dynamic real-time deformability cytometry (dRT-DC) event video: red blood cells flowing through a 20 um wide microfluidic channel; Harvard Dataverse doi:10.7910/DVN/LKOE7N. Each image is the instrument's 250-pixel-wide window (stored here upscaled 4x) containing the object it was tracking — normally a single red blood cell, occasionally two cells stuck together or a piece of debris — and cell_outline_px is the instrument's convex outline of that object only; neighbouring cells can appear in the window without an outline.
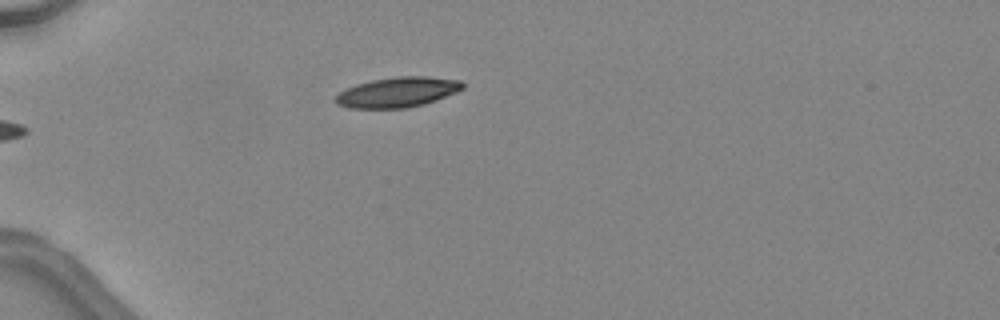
{"species": "common noctule bat (a hibernating species)", "species_latin": "Nyctalus noctula", "temperature_condition": "warm", "stored_images_in_passage": 14, "camera_frame_rate_fps": 3000, "um_per_image_px": 0.085, "animal": {"sex": "female", "body_mass_g": 24.6, "forearm_length_mm": 56.2}, "frame": {"image": 1, "passage_image": 1, "time_ms": 0.0, "image_size_px": [1000, 320], "cell_outline_px": [[464, 88], [456, 92], [436, 100], [424, 104], [408, 108], [348, 108], [336, 104], [332, 100], [340, 92], [356, 84], [372, 80], [396, 76], [428, 76], [460, 80], [464, 84]], "centroid_in_image_um": [33.78, 7.84], "position_along_channel_um": 51.2, "area_um2": 22.43}}
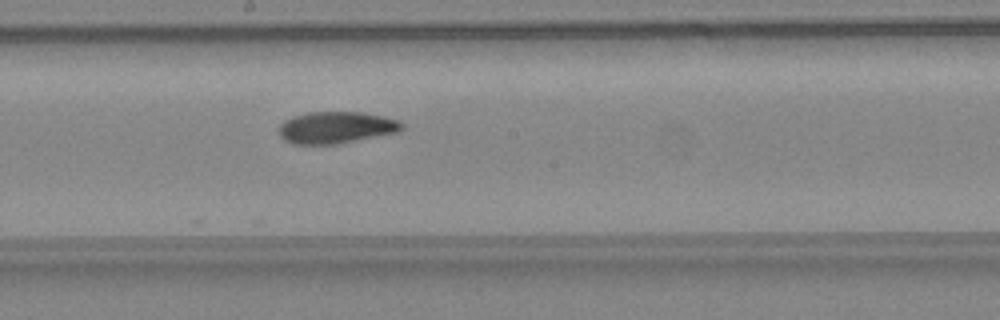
{"frame": {"image": 2, "passage_image": 14, "time_ms": 4.333, "image_size_px": [1000, 320], "cell_outline_px": [[404, 128], [400, 132], [336, 144], [292, 144], [284, 140], [280, 136], [280, 124], [284, 120], [292, 116], [308, 112], [360, 112], [384, 116], [400, 120], [404, 124]], "centroid_in_image_um": [28.6, 10.83], "position_along_channel_um": 219.6, "area_um2": 23.0}}